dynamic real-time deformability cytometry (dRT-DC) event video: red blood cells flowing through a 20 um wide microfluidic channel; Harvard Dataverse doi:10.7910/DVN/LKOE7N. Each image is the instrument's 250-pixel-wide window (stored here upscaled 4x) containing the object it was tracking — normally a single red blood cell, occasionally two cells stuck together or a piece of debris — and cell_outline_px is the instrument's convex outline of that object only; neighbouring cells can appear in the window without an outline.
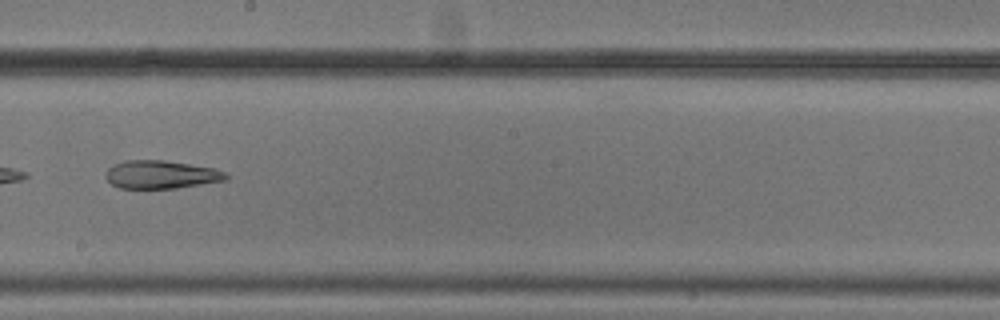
{"species": "common noctule bat (a hibernating species)", "species_latin": "Nyctalus noctula", "temperature_condition": "cold", "stored_images_in_passage": 31, "camera_frame_rate_fps": 3000, "um_per_image_px": 0.085, "animal": {"sex": "male", "body_mass_g": 20.5, "forearm_length_mm": 52.5}, "frame": {"image": 1, "passage_image": 14, "time_ms": 4.333, "image_size_px": [1000, 320], "cell_outline_px": [[228, 180], [176, 188], [120, 188], [112, 184], [104, 176], [108, 168], [112, 164], [124, 160], [164, 160], [212, 168], [228, 172]], "centroid_in_image_um": [13.68, 14.83], "position_along_channel_um": 234.5, "area_um2": 19.77}}